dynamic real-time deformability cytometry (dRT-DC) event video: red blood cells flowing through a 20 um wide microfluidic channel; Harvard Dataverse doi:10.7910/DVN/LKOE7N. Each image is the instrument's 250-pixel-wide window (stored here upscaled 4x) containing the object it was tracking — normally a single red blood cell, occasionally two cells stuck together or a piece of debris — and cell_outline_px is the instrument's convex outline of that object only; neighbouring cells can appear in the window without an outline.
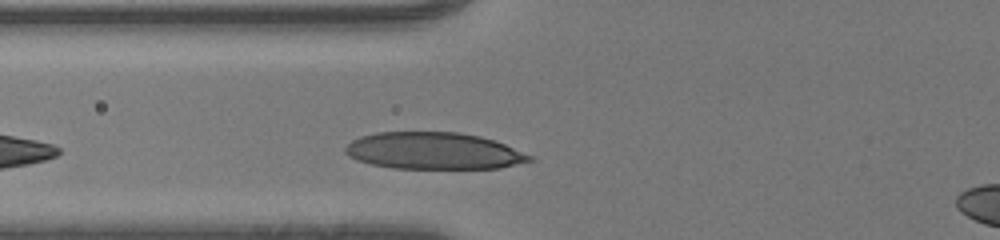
{"species": "human", "species_latin": "Homo sapiens", "temperature_condition": "room temperature", "stored_images_in_passage": 27, "camera_frame_rate_fps": 3000, "um_per_image_px": 0.085, "donor": {"sex": "male"}, "frame": {"image": 1, "passage_image": 5, "time_ms": 1.333, "image_size_px": [1000, 240], "cell_outline_px": [[536, 160], [500, 168], [392, 168], [368, 164], [356, 160], [348, 156], [344, 152], [344, 148], [352, 140], [360, 136], [376, 132], [460, 132], [480, 136], [504, 144], [536, 156]], "centroid_in_image_um": [36.87, 12.83], "position_along_channel_um": 88.9, "area_um2": 39.94}}
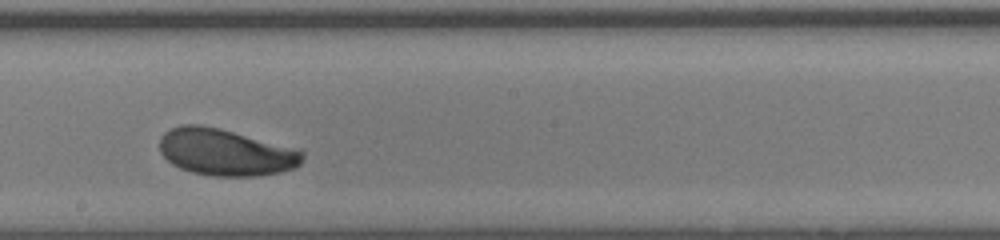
{"frame": {"image": 2, "passage_image": 15, "time_ms": 4.667, "image_size_px": [1000, 240], "cell_outline_px": [[304, 160], [296, 168], [280, 172], [252, 176], [212, 176], [192, 172], [180, 168], [172, 164], [160, 152], [160, 136], [164, 132], [180, 124], [200, 124], [220, 128], [300, 148], [304, 152]], "centroid_in_image_um": [19.22, 12.92], "position_along_channel_um": 229.0, "area_um2": 39.48}}
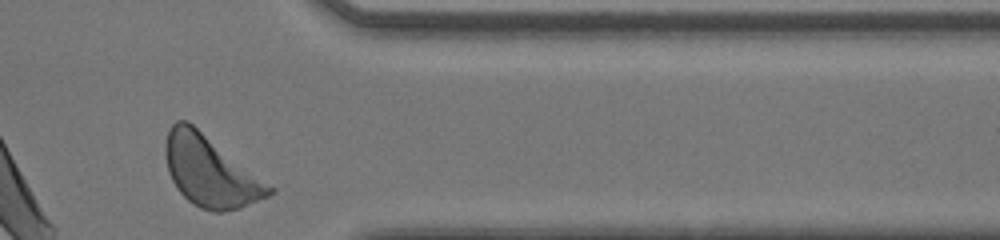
{"frame": {"image": 3, "passage_image": 27, "time_ms": 8.667, "image_size_px": [1000, 240], "cell_outline_px": [[276, 192], [268, 196], [236, 208], [220, 212], [212, 212], [200, 208], [188, 200], [176, 188], [168, 172], [164, 156], [164, 144], [168, 128], [176, 120], [188, 120], [276, 188]], "centroid_in_image_um": [17.84, 14.53], "position_along_channel_um": 393.6, "area_um2": 42.89}, "authors_computed_cell_mechanics": {"area_um2": 38.2058, "velocity_mm_per_s": 4.2138, "shape_relaxation_time_tau1_ms": 2.481, "shape_relaxation_time_tau2_ms": null, "deformation_change_tau1": 0.1226, "deformation_change_tau2": null}}